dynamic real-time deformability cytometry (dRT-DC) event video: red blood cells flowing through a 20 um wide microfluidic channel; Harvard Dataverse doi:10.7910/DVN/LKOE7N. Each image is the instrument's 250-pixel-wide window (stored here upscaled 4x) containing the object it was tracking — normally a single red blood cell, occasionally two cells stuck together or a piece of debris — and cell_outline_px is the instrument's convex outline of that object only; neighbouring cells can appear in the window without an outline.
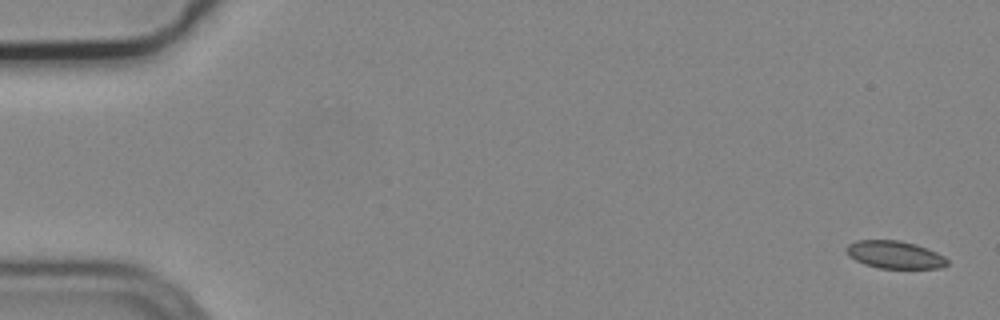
{"species": "common noctule bat (a hibernating species)", "species_latin": "Nyctalus noctula", "temperature_condition": "cold", "stored_images_in_passage": 5, "camera_frame_rate_fps": 3000, "um_per_image_px": 0.085, "animal": {"sex": "male", "body_mass_g": 19.2, "forearm_length_mm": 51.8}, "frame": {"image": 1, "passage_image": 1, "time_ms": 0.0, "image_size_px": [1000, 320], "cell_outline_px": [[948, 264], [944, 268], [880, 268], [864, 264], [848, 256], [844, 248], [848, 244], [856, 240], [900, 240], [916, 244], [936, 252], [944, 256], [948, 260]], "centroid_in_image_um": [76.04, 21.64], "position_along_channel_um": 9.0, "area_um2": 16.36}}
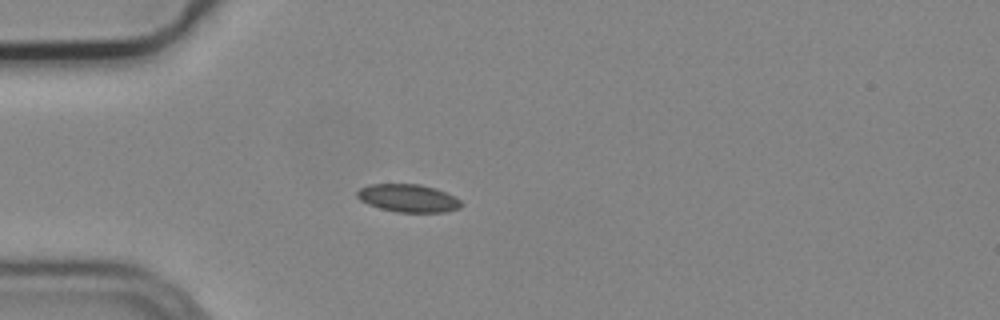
{"frame": {"image": 2, "passage_image": 5, "time_ms": 1.333, "image_size_px": [1000, 320], "cell_outline_px": [[464, 204], [460, 208], [444, 212], [396, 212], [380, 208], [368, 204], [360, 200], [356, 196], [356, 192], [360, 188], [368, 184], [420, 184], [436, 188], [460, 200]], "centroid_in_image_um": [34.68, 16.84], "position_along_channel_um": 50.3, "area_um2": 16.94}}